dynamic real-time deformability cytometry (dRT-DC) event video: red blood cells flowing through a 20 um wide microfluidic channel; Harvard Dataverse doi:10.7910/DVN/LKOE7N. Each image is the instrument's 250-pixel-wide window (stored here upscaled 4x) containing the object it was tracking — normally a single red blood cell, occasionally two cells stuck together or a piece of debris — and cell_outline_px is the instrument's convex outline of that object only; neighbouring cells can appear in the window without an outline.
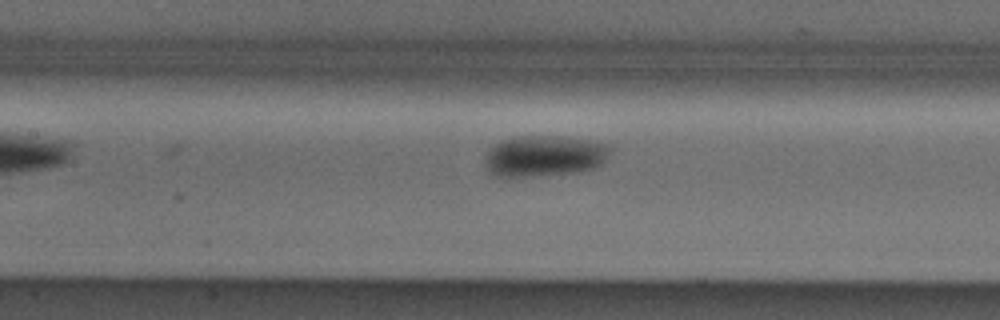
{"species": "Egyptian fruit bat (a non-hibernating species)", "species_latin": "Rousettus aegyptiacus", "temperature_condition": "cold", "stored_images_in_passage": 9, "camera_frame_rate_fps": 3000, "um_per_image_px": 0.085, "animal": {"sex": "male"}, "frame": {"image": 1, "passage_image": 9, "time_ms": 2.667, "image_size_px": [1000, 320], "cell_outline_px": [[612, 148], [604, 160], [600, 164], [592, 168], [576, 172], [528, 176], [492, 176], [488, 172], [484, 156], [496, 144], [504, 140], [520, 136], [560, 136], [588, 140], [608, 144]], "centroid_in_image_um": [46.26, 13.25], "position_along_channel_um": 161.1, "area_um2": 29.59}}